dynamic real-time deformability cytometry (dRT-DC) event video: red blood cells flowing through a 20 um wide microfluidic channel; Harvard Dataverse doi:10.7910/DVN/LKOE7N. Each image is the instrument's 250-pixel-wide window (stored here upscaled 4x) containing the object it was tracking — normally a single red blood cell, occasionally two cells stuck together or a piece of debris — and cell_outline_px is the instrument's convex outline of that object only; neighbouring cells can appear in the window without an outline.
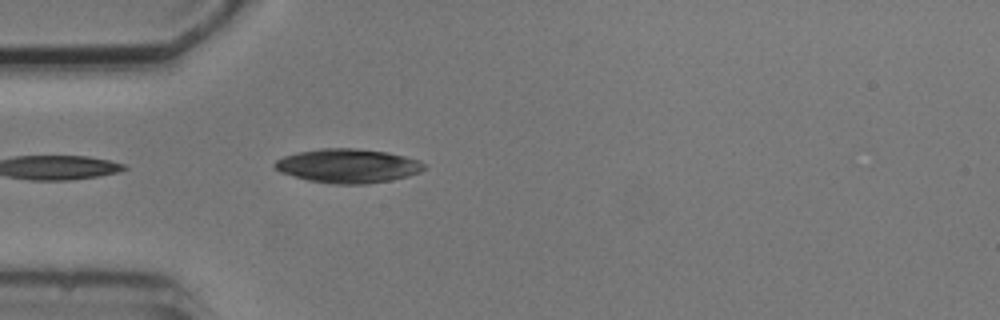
{"species": "common noctule bat (a hibernating species)", "species_latin": "Nyctalus noctula", "temperature_condition": "cold", "stored_images_in_passage": 5, "camera_frame_rate_fps": 3000, "um_per_image_px": 0.085, "animal": {"sex": "male", "body_mass_g": 20.5, "forearm_length_mm": 52.5}, "frame": {"image": 1, "passage_image": 5, "time_ms": 4.667, "image_size_px": [1000, 320], "cell_outline_px": [[424, 168], [420, 172], [408, 176], [392, 180], [364, 184], [332, 184], [308, 180], [280, 172], [272, 164], [276, 160], [284, 156], [296, 152], [320, 148], [356, 148], [388, 152], [420, 160], [424, 164]], "centroid_in_image_um": [29.56, 14.09], "position_along_channel_um": 55.4, "area_um2": 29.71}}